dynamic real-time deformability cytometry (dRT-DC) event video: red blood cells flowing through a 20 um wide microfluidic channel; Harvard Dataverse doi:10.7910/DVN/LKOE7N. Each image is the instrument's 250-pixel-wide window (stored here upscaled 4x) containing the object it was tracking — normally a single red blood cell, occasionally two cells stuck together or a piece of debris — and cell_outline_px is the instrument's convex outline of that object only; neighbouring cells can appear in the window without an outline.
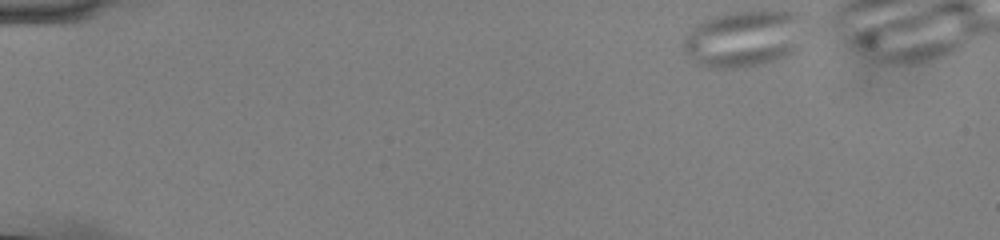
{"species": "common noctule bat (a hibernating species)", "species_latin": "Nyctalus noctula", "temperature_condition": "cold", "stored_images_in_passage": 45, "camera_frame_rate_fps": 3000, "um_per_image_px": 0.085, "animal": {"sex": "male", "body_mass_g": 13.0, "forearm_length_mm": 53.1}, "frame": {"image": 1, "passage_image": 1, "time_ms": 0.0, "image_size_px": [1000, 240], "cell_outline_px": [[800, 48], [784, 56], [760, 64], [744, 68], [708, 68], [696, 64], [684, 52], [684, 36], [692, 28], [704, 20], [728, 12], [796, 12], [800, 16]], "centroid_in_image_um": [63.15, 3.32], "position_along_channel_um": 21.8, "area_um2": 39.48}}
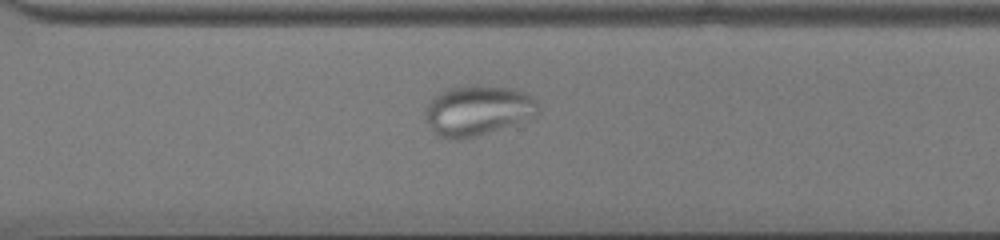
{"frame": {"image": 2, "passage_image": 35, "time_ms": 11.333, "image_size_px": [1000, 240], "cell_outline_px": [[540, 112], [536, 116], [460, 140], [448, 140], [436, 136], [428, 124], [424, 108], [440, 92], [452, 88], [468, 84], [476, 84], [512, 88], [524, 92], [532, 96], [540, 104]], "centroid_in_image_um": [40.61, 9.37], "position_along_channel_um": 330.0, "area_um2": 33.0}}
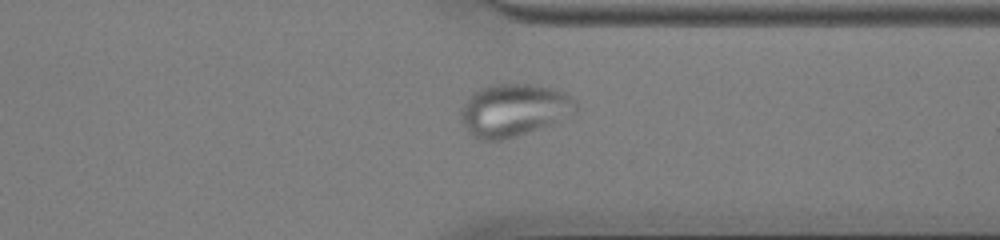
{"frame": {"image": 3, "passage_image": 38, "time_ms": 12.333, "image_size_px": [1000, 240], "cell_outline_px": [[576, 108], [548, 124], [516, 136], [504, 140], [480, 140], [460, 120], [460, 108], [480, 88], [496, 84], [532, 84], [556, 88], [572, 96], [576, 104]], "centroid_in_image_um": [43.64, 9.33], "position_along_channel_um": 367.8, "area_um2": 34.16}}